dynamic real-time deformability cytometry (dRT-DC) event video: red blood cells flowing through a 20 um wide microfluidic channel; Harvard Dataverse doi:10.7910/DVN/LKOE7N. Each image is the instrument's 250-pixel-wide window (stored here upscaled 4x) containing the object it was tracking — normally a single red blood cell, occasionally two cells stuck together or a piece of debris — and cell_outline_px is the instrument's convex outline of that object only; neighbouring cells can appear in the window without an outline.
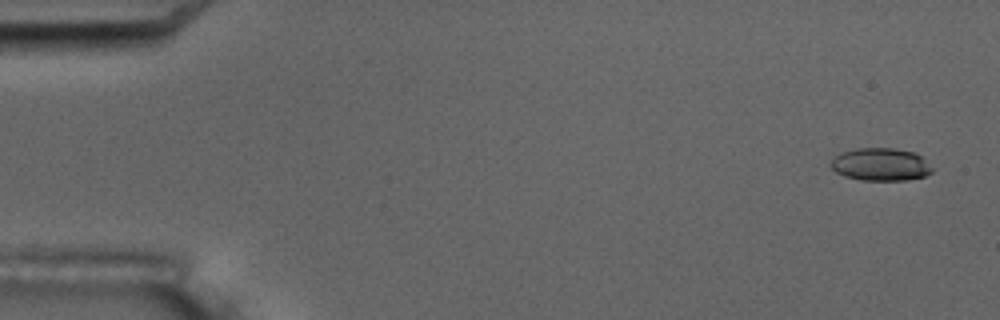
{"species": "common noctule bat (a hibernating species)", "species_latin": "Nyctalus noctula", "temperature_condition": "room temperature", "stored_images_in_passage": 10, "camera_frame_rate_fps": 3000, "um_per_image_px": 0.085, "animal": {"sex": "male", "body_mass_g": 17.5, "forearm_length_mm": 52.3}, "frame": {"image": 1, "passage_image": 1, "time_ms": 0.0, "image_size_px": [1000, 320], "cell_outline_px": [[936, 168], [932, 172], [924, 176], [904, 180], [860, 180], [844, 176], [836, 172], [828, 164], [840, 152], [856, 148], [892, 148], [916, 152]], "centroid_in_image_um": [74.87, 13.97], "position_along_channel_um": 10.1, "area_um2": 19.59}}
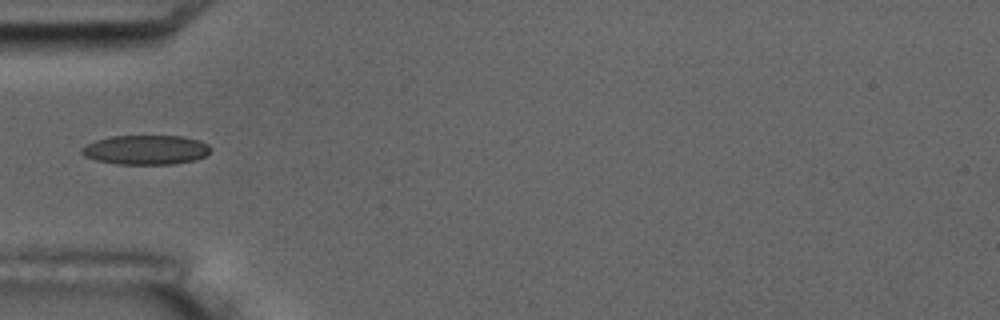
{"frame": {"image": 2, "passage_image": 6, "time_ms": 5.667, "image_size_px": [1000, 320], "cell_outline_px": [[212, 148], [204, 156], [196, 160], [172, 164], [116, 164], [96, 160], [84, 156], [80, 152], [80, 148], [96, 140], [112, 136], [184, 136], [200, 140], [208, 144]], "centroid_in_image_um": [12.41, 12.73], "position_along_channel_um": 72.6, "area_um2": 22.2}}
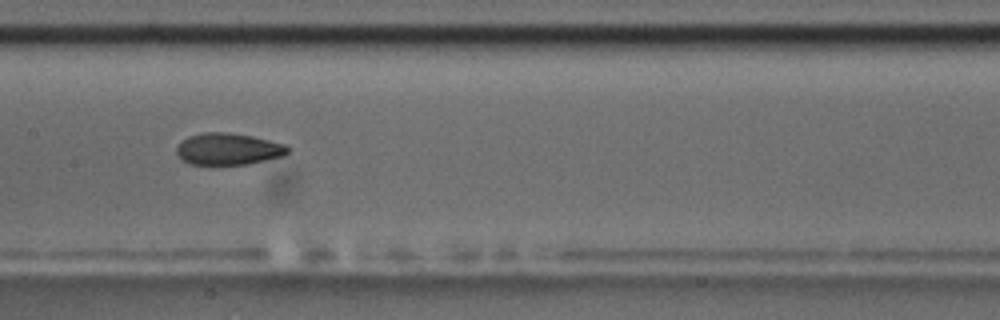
{"frame": {"image": 3, "passage_image": 9, "time_ms": 9.0, "image_size_px": [1000, 320], "cell_outline_px": [[288, 152], [280, 156], [248, 164], [188, 164], [176, 152], [176, 148], [188, 136], [204, 132], [224, 132], [252, 136], [284, 144], [288, 148]], "centroid_in_image_um": [19.37, 12.66], "position_along_channel_um": 188.0, "area_um2": 20.11}}